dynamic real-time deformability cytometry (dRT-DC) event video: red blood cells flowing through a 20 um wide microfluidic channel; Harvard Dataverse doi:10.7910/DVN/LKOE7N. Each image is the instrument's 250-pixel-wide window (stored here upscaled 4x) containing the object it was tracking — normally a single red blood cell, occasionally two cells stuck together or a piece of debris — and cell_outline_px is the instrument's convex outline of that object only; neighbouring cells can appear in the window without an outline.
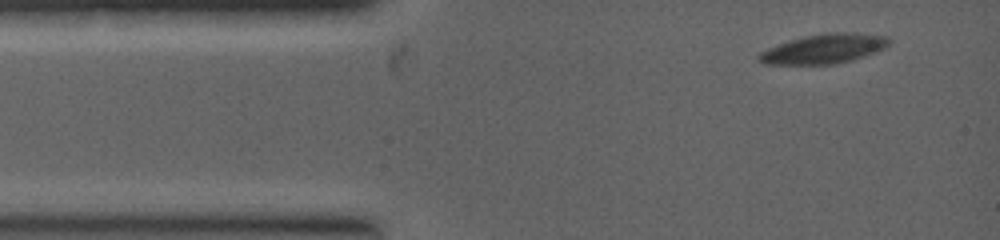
{"species": "common noctule bat (a hibernating species)", "species_latin": "Nyctalus noctula", "temperature_condition": "warm", "stored_images_in_passage": 2, "camera_frame_rate_fps": 5000, "um_per_image_px": 0.085, "animal": {"sex": "female", "body_mass_g": 19.0, "forearm_length_mm": 53.3}, "frame": {"image": 1, "passage_image": 2, "time_ms": 0.6, "image_size_px": [1000, 240], "cell_outline_px": [[888, 44], [884, 48], [852, 60], [836, 64], [768, 64], [760, 60], [756, 56], [760, 52], [768, 48], [804, 36], [836, 32], [852, 32], [888, 36]], "centroid_in_image_um": [70.04, 4.15], "position_along_channel_um": 15.0, "area_um2": 21.91}}